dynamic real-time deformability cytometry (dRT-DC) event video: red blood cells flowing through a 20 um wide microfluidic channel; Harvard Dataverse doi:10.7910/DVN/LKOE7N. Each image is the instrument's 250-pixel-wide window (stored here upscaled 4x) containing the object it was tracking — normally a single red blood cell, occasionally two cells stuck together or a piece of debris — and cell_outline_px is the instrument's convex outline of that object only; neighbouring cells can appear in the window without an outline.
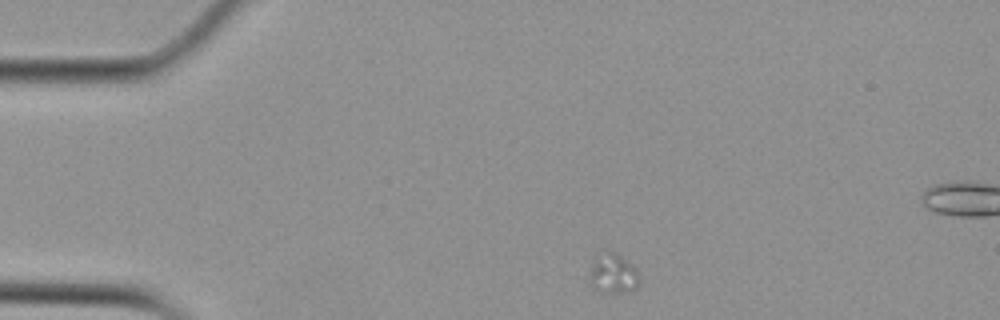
{"species": "Egyptian fruit bat (a non-hibernating species)", "species_latin": "Rousettus aegyptiacus", "temperature_condition": "cold", "stored_images_in_passage": 14, "camera_frame_rate_fps": 3000, "um_per_image_px": 0.085, "animal": {"sex": "female"}, "frame": {"image": 1, "passage_image": 3, "time_ms": 0.667, "image_size_px": [1000, 320], "cell_outline_px": [[640, 280], [636, 288], [628, 292], [600, 292], [592, 288], [588, 280], [592, 260], [608, 252], [616, 252], [636, 268], [640, 276]], "centroid_in_image_um": [52.11, 23.3], "position_along_channel_um": 32.9, "area_um2": 11.62}}